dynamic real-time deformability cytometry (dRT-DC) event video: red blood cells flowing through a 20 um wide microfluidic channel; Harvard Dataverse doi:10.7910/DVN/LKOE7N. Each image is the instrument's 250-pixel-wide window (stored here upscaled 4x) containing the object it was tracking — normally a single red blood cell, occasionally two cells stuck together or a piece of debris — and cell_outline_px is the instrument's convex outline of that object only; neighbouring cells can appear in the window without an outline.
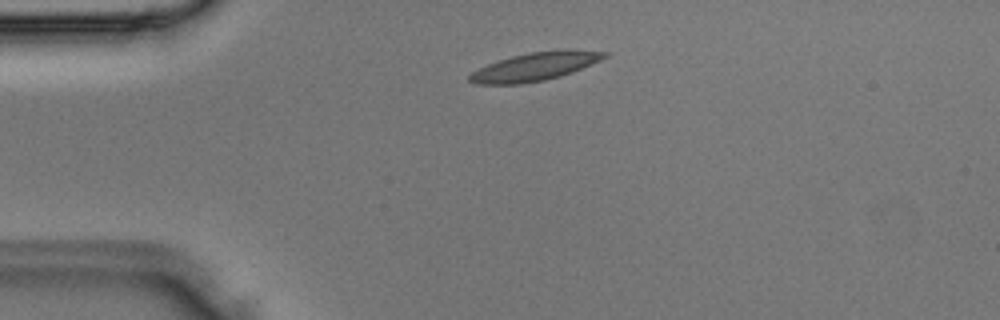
{"species": "Egyptian fruit bat (a non-hibernating species)", "species_latin": "Rousettus aegyptiacus", "temperature_condition": "room temperature", "stored_images_in_passage": 2, "camera_frame_rate_fps": 3000, "um_per_image_px": 0.085, "animal": {"sex": "male"}, "frame": {"image": 1, "passage_image": 2, "time_ms": 0.333, "image_size_px": [1000, 320], "cell_outline_px": [[608, 56], [600, 60], [572, 72], [560, 76], [544, 80], [520, 84], [476, 84], [468, 80], [468, 76], [472, 72], [488, 64], [512, 56], [528, 52], [608, 52]], "centroid_in_image_um": [45.35, 5.71], "position_along_channel_um": 39.6, "area_um2": 21.1}}